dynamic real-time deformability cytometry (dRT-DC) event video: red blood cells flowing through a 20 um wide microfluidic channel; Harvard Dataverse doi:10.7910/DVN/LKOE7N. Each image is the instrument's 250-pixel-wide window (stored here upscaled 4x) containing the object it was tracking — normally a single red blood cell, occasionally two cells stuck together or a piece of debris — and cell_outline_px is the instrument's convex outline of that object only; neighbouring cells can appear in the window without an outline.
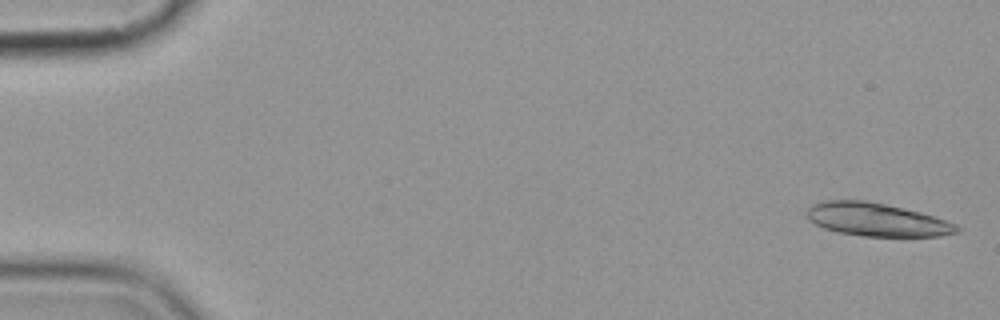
{"species": "common noctule bat (a hibernating species)", "species_latin": "Nyctalus noctula", "temperature_condition": "cold", "stored_images_in_passage": 8, "segment_of_instrument_passage": [1, 2], "camera_frame_rate_fps": 3000, "um_per_image_px": 0.085, "animal": {"sex": "female", "body_mass_g": 19.9}, "frame": {"image": 1, "passage_image": 1, "time_ms": 0.0, "image_size_px": [1000, 320], "cell_outline_px": [[960, 232], [940, 236], [864, 236], [840, 232], [824, 228], [808, 220], [804, 212], [812, 204], [824, 200], [868, 200], [920, 212], [956, 224], [960, 228]], "centroid_in_image_um": [74.48, 18.66], "position_along_channel_um": 10.5, "area_um2": 28.96}}